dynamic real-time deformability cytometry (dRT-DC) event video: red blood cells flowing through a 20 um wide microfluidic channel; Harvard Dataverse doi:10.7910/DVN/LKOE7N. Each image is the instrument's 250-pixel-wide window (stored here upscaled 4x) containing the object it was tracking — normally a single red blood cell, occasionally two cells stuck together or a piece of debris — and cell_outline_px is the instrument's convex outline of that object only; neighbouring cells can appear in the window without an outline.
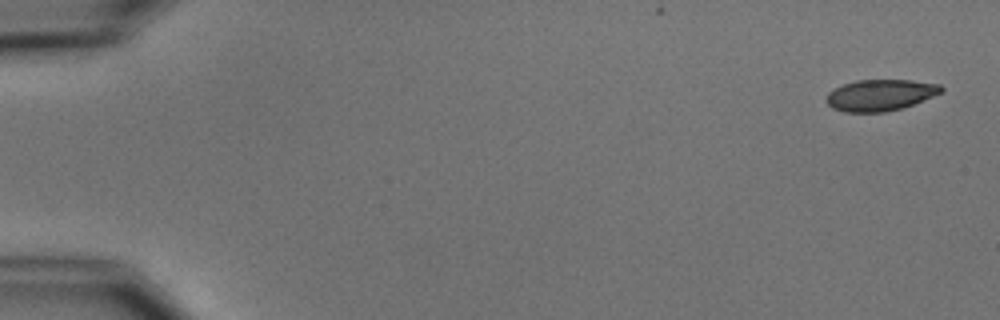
{"species": "common noctule bat (a hibernating species)", "species_latin": "Nyctalus noctula", "temperature_condition": "cold", "stored_images_in_passage": 5, "camera_frame_rate_fps": 3000, "um_per_image_px": 0.085, "animal": {"sex": "male", "body_mass_g": 15.6}, "frame": {"image": 1, "passage_image": 1, "time_ms": 0.0, "image_size_px": [1000, 320], "cell_outline_px": [[944, 92], [912, 104], [900, 108], [884, 112], [844, 112], [832, 108], [824, 100], [828, 92], [832, 88], [856, 80], [912, 80], [940, 84], [944, 88]], "centroid_in_image_um": [74.8, 8.07], "position_along_channel_um": 10.2, "area_um2": 21.1}}
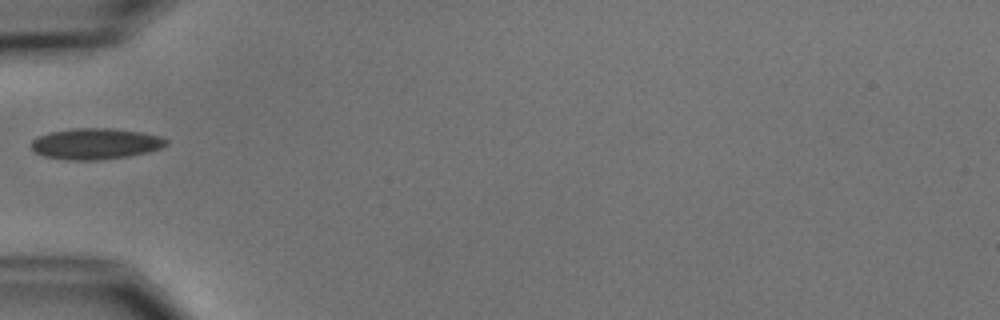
{"frame": {"image": 2, "passage_image": 5, "time_ms": 5.667, "image_size_px": [1000, 320], "cell_outline_px": [[168, 144], [160, 148], [148, 152], [128, 156], [100, 160], [64, 160], [44, 156], [36, 152], [32, 148], [32, 140], [36, 136], [52, 132], [72, 128], [112, 128], [140, 132], [160, 136], [168, 140]], "centroid_in_image_um": [8.12, 12.22], "position_along_channel_um": 76.9, "area_um2": 24.45}}